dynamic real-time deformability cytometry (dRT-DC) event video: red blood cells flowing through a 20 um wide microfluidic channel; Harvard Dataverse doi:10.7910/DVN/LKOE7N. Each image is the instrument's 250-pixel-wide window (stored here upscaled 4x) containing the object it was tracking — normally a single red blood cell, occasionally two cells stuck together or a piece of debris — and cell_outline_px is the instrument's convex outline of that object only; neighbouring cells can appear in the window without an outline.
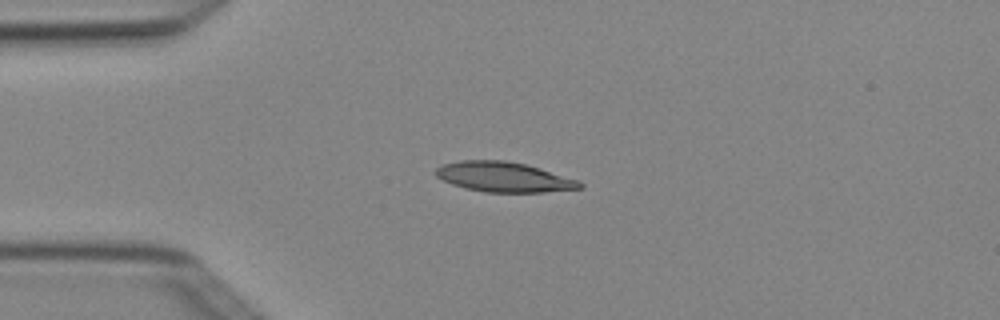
{"species": "Egyptian fruit bat (a non-hibernating species)", "species_latin": "Rousettus aegyptiacus", "temperature_condition": "cold", "stored_images_in_passage": 2, "camera_frame_rate_fps": 3000, "um_per_image_px": 0.085, "animal": {"sex": "female"}, "frame": {"image": 1, "passage_image": 2, "time_ms": 0.333, "image_size_px": [1000, 320], "cell_outline_px": [[584, 188], [544, 192], [484, 192], [464, 188], [452, 184], [436, 176], [432, 172], [440, 164], [460, 160], [504, 160], [524, 164], [540, 168], [580, 180], [584, 184]], "centroid_in_image_um": [42.82, 15.04], "position_along_channel_um": 42.2, "area_um2": 25.43}}